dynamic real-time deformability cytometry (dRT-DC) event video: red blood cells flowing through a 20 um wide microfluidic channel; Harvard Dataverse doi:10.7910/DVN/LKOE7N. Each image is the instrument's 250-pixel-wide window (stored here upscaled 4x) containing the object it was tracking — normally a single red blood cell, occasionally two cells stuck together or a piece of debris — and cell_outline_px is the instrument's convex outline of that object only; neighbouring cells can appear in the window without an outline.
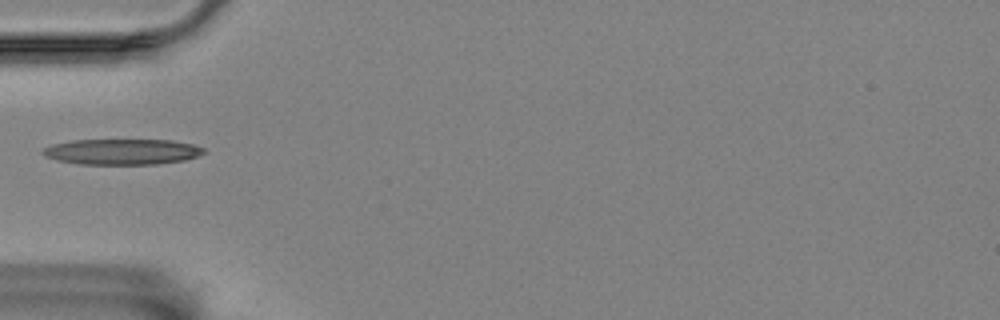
{"species": "Egyptian fruit bat (a non-hibernating species)", "species_latin": "Rousettus aegyptiacus", "temperature_condition": "room temperature", "stored_images_in_passage": 1, "camera_frame_rate_fps": 3000, "um_per_image_px": 0.085, "animal": {"sex": "female"}, "frame": {"image": 1, "passage_image": 1, "time_ms": 0.0, "image_size_px": [1000, 320], "cell_outline_px": [[204, 152], [196, 156], [184, 160], [156, 164], [80, 164], [60, 160], [44, 156], [40, 152], [44, 148], [52, 144], [72, 140], [172, 140], [192, 144], [204, 148]], "centroid_in_image_um": [10.35, 12.89], "position_along_channel_um": 74.6, "area_um2": 23.93}}